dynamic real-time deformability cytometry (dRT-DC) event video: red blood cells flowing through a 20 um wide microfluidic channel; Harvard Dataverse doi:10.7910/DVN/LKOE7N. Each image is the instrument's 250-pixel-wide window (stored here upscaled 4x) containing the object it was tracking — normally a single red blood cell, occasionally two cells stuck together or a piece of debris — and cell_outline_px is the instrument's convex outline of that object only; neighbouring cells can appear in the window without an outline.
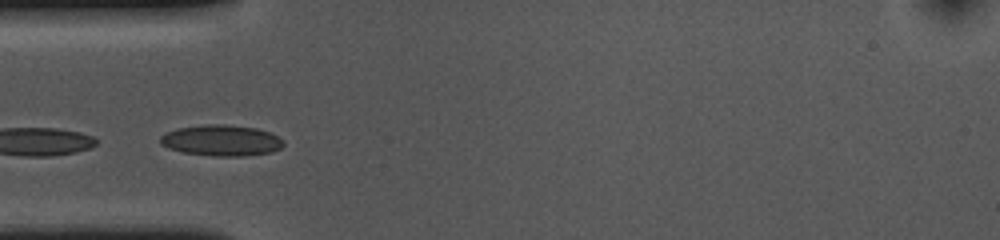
{"species": "common noctule bat (a hibernating species)", "species_latin": "Nyctalus noctula", "temperature_condition": "cold", "stored_images_in_passage": 15, "camera_frame_rate_fps": 3000, "um_per_image_px": 0.085, "animal": {"sex": "female", "body_mass_g": 10.0, "forearm_length_mm": 53.1}, "frame": {"image": 1, "passage_image": 9, "time_ms": 2.667, "image_size_px": [1000, 240], "cell_outline_px": [[284, 144], [280, 148], [272, 152], [244, 156], [212, 156], [184, 152], [168, 148], [160, 144], [160, 136], [176, 128], [204, 124], [224, 124], [256, 128], [268, 132], [284, 140]], "centroid_in_image_um": [18.81, 11.93], "position_along_channel_um": 66.2, "area_um2": 22.25}}